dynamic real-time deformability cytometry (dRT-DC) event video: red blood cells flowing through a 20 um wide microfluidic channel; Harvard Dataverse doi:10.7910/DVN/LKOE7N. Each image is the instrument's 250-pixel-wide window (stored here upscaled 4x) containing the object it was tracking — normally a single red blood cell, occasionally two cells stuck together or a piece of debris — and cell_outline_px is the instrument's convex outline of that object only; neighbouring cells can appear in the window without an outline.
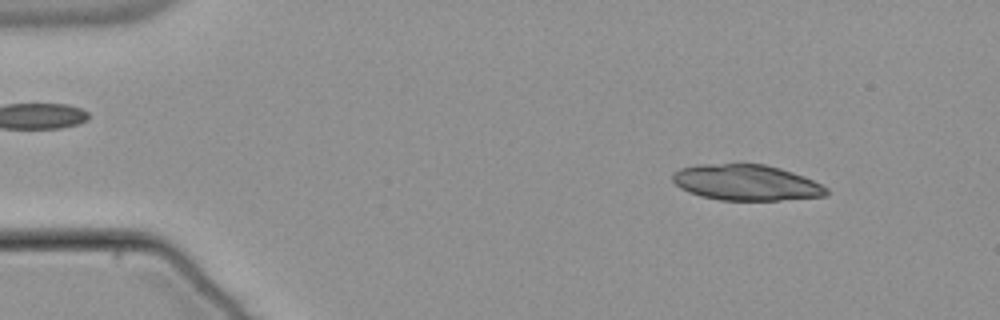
{"species": "common noctule bat (a hibernating species)", "species_latin": "Nyctalus noctula", "temperature_condition": "warm", "stored_images_in_passage": 53, "camera_frame_rate_fps": 3000, "um_per_image_px": 0.085, "animal": {"sex": "male", "body_mass_g": 21.5, "forearm_length_mm": 52.0}, "frame": {"image": 1, "passage_image": 6, "time_ms": 1.667, "image_size_px": [1000, 320], "cell_outline_px": [[828, 192], [824, 196], [780, 200], [720, 200], [700, 196], [688, 192], [680, 188], [672, 180], [672, 176], [680, 168], [696, 164], [764, 164], [780, 168], [804, 176], [828, 188]], "centroid_in_image_um": [63.41, 15.52], "position_along_channel_um": 21.6, "area_um2": 32.02}}